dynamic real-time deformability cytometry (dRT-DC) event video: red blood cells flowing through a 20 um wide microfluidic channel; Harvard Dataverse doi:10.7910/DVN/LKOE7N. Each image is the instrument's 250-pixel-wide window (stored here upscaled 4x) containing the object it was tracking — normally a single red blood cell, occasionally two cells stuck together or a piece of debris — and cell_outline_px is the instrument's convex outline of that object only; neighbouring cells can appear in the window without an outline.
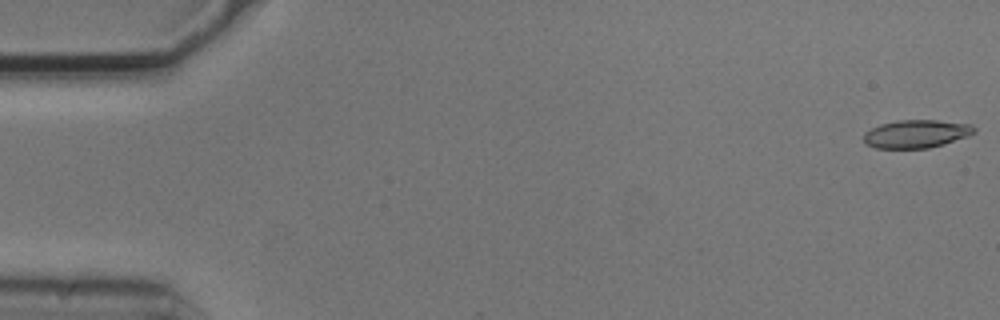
{"species": "common noctule bat (a hibernating species)", "species_latin": "Nyctalus noctula", "temperature_condition": "cold", "stored_images_in_passage": 4, "camera_frame_rate_fps": 3000, "um_per_image_px": 0.085, "animal": {"sex": "male", "body_mass_g": 20.5, "forearm_length_mm": 52.5}, "frame": {"image": 1, "passage_image": 1, "time_ms": 0.0, "image_size_px": [1000, 320], "cell_outline_px": [[976, 132], [968, 136], [944, 144], [928, 148], [876, 148], [864, 144], [864, 132], [880, 124], [896, 120], [936, 120], [972, 124], [976, 128]], "centroid_in_image_um": [77.89, 11.37], "position_along_channel_um": 7.1, "area_um2": 18.21}}
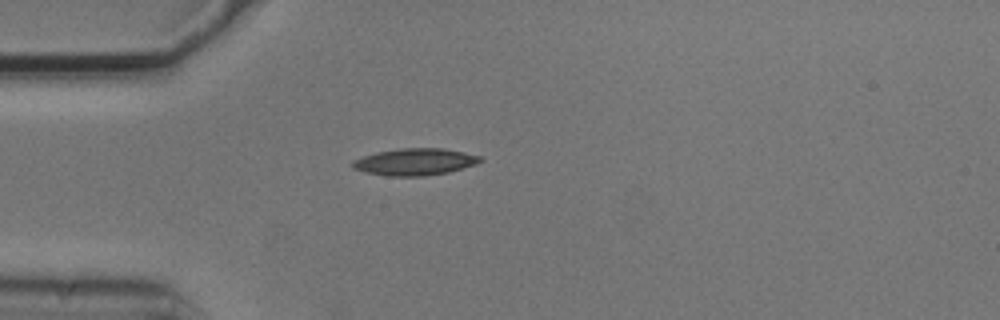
{"frame": {"image": 2, "passage_image": 4, "time_ms": 1.0, "image_size_px": [1000, 320], "cell_outline_px": [[484, 160], [476, 164], [448, 172], [424, 176], [388, 176], [364, 172], [352, 168], [352, 160], [376, 152], [400, 148], [444, 148], [464, 152], [480, 156]], "centroid_in_image_um": [35.26, 13.75], "position_along_channel_um": 49.7, "area_um2": 20.06}}